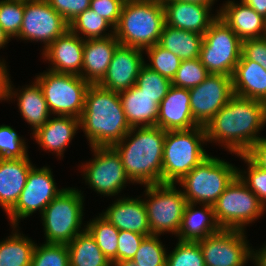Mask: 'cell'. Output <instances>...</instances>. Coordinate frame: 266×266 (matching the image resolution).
Segmentation results:
<instances>
[{
    "label": "cell",
    "instance_id": "cell-1",
    "mask_svg": "<svg viewBox=\"0 0 266 266\" xmlns=\"http://www.w3.org/2000/svg\"><path fill=\"white\" fill-rule=\"evenodd\" d=\"M266 126V104L234 95L206 124V140L218 143L231 154H245ZM259 135V136H258Z\"/></svg>",
    "mask_w": 266,
    "mask_h": 266
},
{
    "label": "cell",
    "instance_id": "cell-2",
    "mask_svg": "<svg viewBox=\"0 0 266 266\" xmlns=\"http://www.w3.org/2000/svg\"><path fill=\"white\" fill-rule=\"evenodd\" d=\"M80 129L84 132L90 147H112L131 130L127 122L118 92L90 84Z\"/></svg>",
    "mask_w": 266,
    "mask_h": 266
},
{
    "label": "cell",
    "instance_id": "cell-3",
    "mask_svg": "<svg viewBox=\"0 0 266 266\" xmlns=\"http://www.w3.org/2000/svg\"><path fill=\"white\" fill-rule=\"evenodd\" d=\"M166 131L158 126L133 127L112 148L120 156L130 180L140 185L162 183Z\"/></svg>",
    "mask_w": 266,
    "mask_h": 266
},
{
    "label": "cell",
    "instance_id": "cell-4",
    "mask_svg": "<svg viewBox=\"0 0 266 266\" xmlns=\"http://www.w3.org/2000/svg\"><path fill=\"white\" fill-rule=\"evenodd\" d=\"M164 24L162 0H125L114 35L121 45L145 50L159 42Z\"/></svg>",
    "mask_w": 266,
    "mask_h": 266
},
{
    "label": "cell",
    "instance_id": "cell-5",
    "mask_svg": "<svg viewBox=\"0 0 266 266\" xmlns=\"http://www.w3.org/2000/svg\"><path fill=\"white\" fill-rule=\"evenodd\" d=\"M203 126L187 130L166 131L162 158V183L179 182L209 154Z\"/></svg>",
    "mask_w": 266,
    "mask_h": 266
},
{
    "label": "cell",
    "instance_id": "cell-6",
    "mask_svg": "<svg viewBox=\"0 0 266 266\" xmlns=\"http://www.w3.org/2000/svg\"><path fill=\"white\" fill-rule=\"evenodd\" d=\"M84 195L77 188H65L41 214L45 242L68 244L86 228L81 227L84 216Z\"/></svg>",
    "mask_w": 266,
    "mask_h": 266
},
{
    "label": "cell",
    "instance_id": "cell-7",
    "mask_svg": "<svg viewBox=\"0 0 266 266\" xmlns=\"http://www.w3.org/2000/svg\"><path fill=\"white\" fill-rule=\"evenodd\" d=\"M238 167L209 155L185 175L180 184L186 201L193 204L213 205L237 177Z\"/></svg>",
    "mask_w": 266,
    "mask_h": 266
},
{
    "label": "cell",
    "instance_id": "cell-8",
    "mask_svg": "<svg viewBox=\"0 0 266 266\" xmlns=\"http://www.w3.org/2000/svg\"><path fill=\"white\" fill-rule=\"evenodd\" d=\"M34 80L39 84L51 114L81 117L90 83L79 75L50 70L36 75Z\"/></svg>",
    "mask_w": 266,
    "mask_h": 266
},
{
    "label": "cell",
    "instance_id": "cell-9",
    "mask_svg": "<svg viewBox=\"0 0 266 266\" xmlns=\"http://www.w3.org/2000/svg\"><path fill=\"white\" fill-rule=\"evenodd\" d=\"M242 56V40L219 17L203 35L199 59L209 74L232 76Z\"/></svg>",
    "mask_w": 266,
    "mask_h": 266
},
{
    "label": "cell",
    "instance_id": "cell-10",
    "mask_svg": "<svg viewBox=\"0 0 266 266\" xmlns=\"http://www.w3.org/2000/svg\"><path fill=\"white\" fill-rule=\"evenodd\" d=\"M145 199H143L149 228L152 235L172 233L177 237L187 204L182 190L174 183H159L144 185Z\"/></svg>",
    "mask_w": 266,
    "mask_h": 266
},
{
    "label": "cell",
    "instance_id": "cell-11",
    "mask_svg": "<svg viewBox=\"0 0 266 266\" xmlns=\"http://www.w3.org/2000/svg\"><path fill=\"white\" fill-rule=\"evenodd\" d=\"M221 229L244 230L264 215L266 208L237 176L212 205Z\"/></svg>",
    "mask_w": 266,
    "mask_h": 266
},
{
    "label": "cell",
    "instance_id": "cell-12",
    "mask_svg": "<svg viewBox=\"0 0 266 266\" xmlns=\"http://www.w3.org/2000/svg\"><path fill=\"white\" fill-rule=\"evenodd\" d=\"M90 148L93 159L80 167L86 185L97 194L112 197L121 193L126 183H133L125 172L120 156L112 147Z\"/></svg>",
    "mask_w": 266,
    "mask_h": 266
},
{
    "label": "cell",
    "instance_id": "cell-13",
    "mask_svg": "<svg viewBox=\"0 0 266 266\" xmlns=\"http://www.w3.org/2000/svg\"><path fill=\"white\" fill-rule=\"evenodd\" d=\"M47 166H34L28 174L24 189L14 207L7 213L11 226H19L21 219L39 210L40 215L46 206L65 188L58 189L53 172Z\"/></svg>",
    "mask_w": 266,
    "mask_h": 266
},
{
    "label": "cell",
    "instance_id": "cell-14",
    "mask_svg": "<svg viewBox=\"0 0 266 266\" xmlns=\"http://www.w3.org/2000/svg\"><path fill=\"white\" fill-rule=\"evenodd\" d=\"M205 266H246L251 261V249L246 232L221 229L198 241Z\"/></svg>",
    "mask_w": 266,
    "mask_h": 266
},
{
    "label": "cell",
    "instance_id": "cell-15",
    "mask_svg": "<svg viewBox=\"0 0 266 266\" xmlns=\"http://www.w3.org/2000/svg\"><path fill=\"white\" fill-rule=\"evenodd\" d=\"M69 29V23L46 0L24 2L23 21L16 39L43 42L45 50Z\"/></svg>",
    "mask_w": 266,
    "mask_h": 266
},
{
    "label": "cell",
    "instance_id": "cell-16",
    "mask_svg": "<svg viewBox=\"0 0 266 266\" xmlns=\"http://www.w3.org/2000/svg\"><path fill=\"white\" fill-rule=\"evenodd\" d=\"M189 94L193 119L205 127L234 96L232 76L209 74L201 84L190 88Z\"/></svg>",
    "mask_w": 266,
    "mask_h": 266
},
{
    "label": "cell",
    "instance_id": "cell-17",
    "mask_svg": "<svg viewBox=\"0 0 266 266\" xmlns=\"http://www.w3.org/2000/svg\"><path fill=\"white\" fill-rule=\"evenodd\" d=\"M143 54L142 49L120 44L113 54L105 76L98 85L118 93L134 86L139 71L145 63Z\"/></svg>",
    "mask_w": 266,
    "mask_h": 266
},
{
    "label": "cell",
    "instance_id": "cell-18",
    "mask_svg": "<svg viewBox=\"0 0 266 266\" xmlns=\"http://www.w3.org/2000/svg\"><path fill=\"white\" fill-rule=\"evenodd\" d=\"M165 11V24L200 35L209 29L218 17L211 13L212 6L204 3L178 0H162Z\"/></svg>",
    "mask_w": 266,
    "mask_h": 266
},
{
    "label": "cell",
    "instance_id": "cell-19",
    "mask_svg": "<svg viewBox=\"0 0 266 266\" xmlns=\"http://www.w3.org/2000/svg\"><path fill=\"white\" fill-rule=\"evenodd\" d=\"M83 49L84 40L68 29L43 50L42 57L49 61L50 71L81 76Z\"/></svg>",
    "mask_w": 266,
    "mask_h": 266
},
{
    "label": "cell",
    "instance_id": "cell-20",
    "mask_svg": "<svg viewBox=\"0 0 266 266\" xmlns=\"http://www.w3.org/2000/svg\"><path fill=\"white\" fill-rule=\"evenodd\" d=\"M157 126L165 131L187 130L199 126L190 109L189 89L170 86L159 104Z\"/></svg>",
    "mask_w": 266,
    "mask_h": 266
},
{
    "label": "cell",
    "instance_id": "cell-21",
    "mask_svg": "<svg viewBox=\"0 0 266 266\" xmlns=\"http://www.w3.org/2000/svg\"><path fill=\"white\" fill-rule=\"evenodd\" d=\"M101 215L118 230L131 231L151 236L147 211L143 199L140 197L117 198Z\"/></svg>",
    "mask_w": 266,
    "mask_h": 266
},
{
    "label": "cell",
    "instance_id": "cell-22",
    "mask_svg": "<svg viewBox=\"0 0 266 266\" xmlns=\"http://www.w3.org/2000/svg\"><path fill=\"white\" fill-rule=\"evenodd\" d=\"M216 11L242 41L266 36V19L242 1L227 0Z\"/></svg>",
    "mask_w": 266,
    "mask_h": 266
},
{
    "label": "cell",
    "instance_id": "cell-23",
    "mask_svg": "<svg viewBox=\"0 0 266 266\" xmlns=\"http://www.w3.org/2000/svg\"><path fill=\"white\" fill-rule=\"evenodd\" d=\"M79 129L80 118L56 115L38 128L32 134V138L44 151H51L59 156L58 158H62L65 149Z\"/></svg>",
    "mask_w": 266,
    "mask_h": 266
},
{
    "label": "cell",
    "instance_id": "cell-24",
    "mask_svg": "<svg viewBox=\"0 0 266 266\" xmlns=\"http://www.w3.org/2000/svg\"><path fill=\"white\" fill-rule=\"evenodd\" d=\"M119 45L115 35L84 40L81 77L90 84H98L105 76Z\"/></svg>",
    "mask_w": 266,
    "mask_h": 266
},
{
    "label": "cell",
    "instance_id": "cell-25",
    "mask_svg": "<svg viewBox=\"0 0 266 266\" xmlns=\"http://www.w3.org/2000/svg\"><path fill=\"white\" fill-rule=\"evenodd\" d=\"M33 167L29 156L20 159L0 158V206L6 214L18 201Z\"/></svg>",
    "mask_w": 266,
    "mask_h": 266
},
{
    "label": "cell",
    "instance_id": "cell-26",
    "mask_svg": "<svg viewBox=\"0 0 266 266\" xmlns=\"http://www.w3.org/2000/svg\"><path fill=\"white\" fill-rule=\"evenodd\" d=\"M11 82L10 80L7 101L17 98L18 109L25 122L31 126L33 134L49 120L50 116L52 117L43 92L35 80L31 85H25L24 88L22 86L21 90L14 89Z\"/></svg>",
    "mask_w": 266,
    "mask_h": 266
},
{
    "label": "cell",
    "instance_id": "cell-27",
    "mask_svg": "<svg viewBox=\"0 0 266 266\" xmlns=\"http://www.w3.org/2000/svg\"><path fill=\"white\" fill-rule=\"evenodd\" d=\"M187 202L177 238L181 241L198 242L207 236L213 235L221 230L218 225L212 205Z\"/></svg>",
    "mask_w": 266,
    "mask_h": 266
},
{
    "label": "cell",
    "instance_id": "cell-28",
    "mask_svg": "<svg viewBox=\"0 0 266 266\" xmlns=\"http://www.w3.org/2000/svg\"><path fill=\"white\" fill-rule=\"evenodd\" d=\"M130 127L157 126L159 104L136 85L119 93Z\"/></svg>",
    "mask_w": 266,
    "mask_h": 266
},
{
    "label": "cell",
    "instance_id": "cell-29",
    "mask_svg": "<svg viewBox=\"0 0 266 266\" xmlns=\"http://www.w3.org/2000/svg\"><path fill=\"white\" fill-rule=\"evenodd\" d=\"M234 95L266 104V70L252 60H239L232 75Z\"/></svg>",
    "mask_w": 266,
    "mask_h": 266
},
{
    "label": "cell",
    "instance_id": "cell-30",
    "mask_svg": "<svg viewBox=\"0 0 266 266\" xmlns=\"http://www.w3.org/2000/svg\"><path fill=\"white\" fill-rule=\"evenodd\" d=\"M203 35L164 24L158 44L177 55L181 60L200 56Z\"/></svg>",
    "mask_w": 266,
    "mask_h": 266
},
{
    "label": "cell",
    "instance_id": "cell-31",
    "mask_svg": "<svg viewBox=\"0 0 266 266\" xmlns=\"http://www.w3.org/2000/svg\"><path fill=\"white\" fill-rule=\"evenodd\" d=\"M12 228L11 235L0 241V266H30L36 244L19 233L20 227Z\"/></svg>",
    "mask_w": 266,
    "mask_h": 266
},
{
    "label": "cell",
    "instance_id": "cell-32",
    "mask_svg": "<svg viewBox=\"0 0 266 266\" xmlns=\"http://www.w3.org/2000/svg\"><path fill=\"white\" fill-rule=\"evenodd\" d=\"M70 266H113L85 229L67 244Z\"/></svg>",
    "mask_w": 266,
    "mask_h": 266
},
{
    "label": "cell",
    "instance_id": "cell-33",
    "mask_svg": "<svg viewBox=\"0 0 266 266\" xmlns=\"http://www.w3.org/2000/svg\"><path fill=\"white\" fill-rule=\"evenodd\" d=\"M86 230L113 266L117 264L119 230L101 214L87 222Z\"/></svg>",
    "mask_w": 266,
    "mask_h": 266
},
{
    "label": "cell",
    "instance_id": "cell-34",
    "mask_svg": "<svg viewBox=\"0 0 266 266\" xmlns=\"http://www.w3.org/2000/svg\"><path fill=\"white\" fill-rule=\"evenodd\" d=\"M69 29L76 35H80L83 40L105 38L114 35V27L90 8L70 22Z\"/></svg>",
    "mask_w": 266,
    "mask_h": 266
},
{
    "label": "cell",
    "instance_id": "cell-35",
    "mask_svg": "<svg viewBox=\"0 0 266 266\" xmlns=\"http://www.w3.org/2000/svg\"><path fill=\"white\" fill-rule=\"evenodd\" d=\"M149 63L145 65L160 75L172 80L180 67L181 59L158 43L145 49Z\"/></svg>",
    "mask_w": 266,
    "mask_h": 266
},
{
    "label": "cell",
    "instance_id": "cell-36",
    "mask_svg": "<svg viewBox=\"0 0 266 266\" xmlns=\"http://www.w3.org/2000/svg\"><path fill=\"white\" fill-rule=\"evenodd\" d=\"M160 236H147L132 259L137 266H166L167 249L164 247Z\"/></svg>",
    "mask_w": 266,
    "mask_h": 266
},
{
    "label": "cell",
    "instance_id": "cell-37",
    "mask_svg": "<svg viewBox=\"0 0 266 266\" xmlns=\"http://www.w3.org/2000/svg\"><path fill=\"white\" fill-rule=\"evenodd\" d=\"M135 85L143 93L155 98V101L160 104L172 84L170 79L160 75L144 64L139 71Z\"/></svg>",
    "mask_w": 266,
    "mask_h": 266
},
{
    "label": "cell",
    "instance_id": "cell-38",
    "mask_svg": "<svg viewBox=\"0 0 266 266\" xmlns=\"http://www.w3.org/2000/svg\"><path fill=\"white\" fill-rule=\"evenodd\" d=\"M177 242L173 250L167 252L166 266H205L198 242L181 240Z\"/></svg>",
    "mask_w": 266,
    "mask_h": 266
},
{
    "label": "cell",
    "instance_id": "cell-39",
    "mask_svg": "<svg viewBox=\"0 0 266 266\" xmlns=\"http://www.w3.org/2000/svg\"><path fill=\"white\" fill-rule=\"evenodd\" d=\"M30 266H70L67 245L36 243Z\"/></svg>",
    "mask_w": 266,
    "mask_h": 266
},
{
    "label": "cell",
    "instance_id": "cell-40",
    "mask_svg": "<svg viewBox=\"0 0 266 266\" xmlns=\"http://www.w3.org/2000/svg\"><path fill=\"white\" fill-rule=\"evenodd\" d=\"M236 156H239L247 164V170L243 171L238 168L237 176L258 197L262 205L266 208V170L259 168L246 154Z\"/></svg>",
    "mask_w": 266,
    "mask_h": 266
},
{
    "label": "cell",
    "instance_id": "cell-41",
    "mask_svg": "<svg viewBox=\"0 0 266 266\" xmlns=\"http://www.w3.org/2000/svg\"><path fill=\"white\" fill-rule=\"evenodd\" d=\"M209 75L199 58L182 60L179 69L171 80L176 87L190 89L201 84Z\"/></svg>",
    "mask_w": 266,
    "mask_h": 266
},
{
    "label": "cell",
    "instance_id": "cell-42",
    "mask_svg": "<svg viewBox=\"0 0 266 266\" xmlns=\"http://www.w3.org/2000/svg\"><path fill=\"white\" fill-rule=\"evenodd\" d=\"M23 14L24 1L0 0V26L12 39L19 35Z\"/></svg>",
    "mask_w": 266,
    "mask_h": 266
},
{
    "label": "cell",
    "instance_id": "cell-43",
    "mask_svg": "<svg viewBox=\"0 0 266 266\" xmlns=\"http://www.w3.org/2000/svg\"><path fill=\"white\" fill-rule=\"evenodd\" d=\"M24 139L11 126L0 125V158H27L28 146Z\"/></svg>",
    "mask_w": 266,
    "mask_h": 266
},
{
    "label": "cell",
    "instance_id": "cell-44",
    "mask_svg": "<svg viewBox=\"0 0 266 266\" xmlns=\"http://www.w3.org/2000/svg\"><path fill=\"white\" fill-rule=\"evenodd\" d=\"M145 237L135 232L119 230L117 263L122 260H132Z\"/></svg>",
    "mask_w": 266,
    "mask_h": 266
},
{
    "label": "cell",
    "instance_id": "cell-45",
    "mask_svg": "<svg viewBox=\"0 0 266 266\" xmlns=\"http://www.w3.org/2000/svg\"><path fill=\"white\" fill-rule=\"evenodd\" d=\"M68 23L90 8L91 0H46Z\"/></svg>",
    "mask_w": 266,
    "mask_h": 266
},
{
    "label": "cell",
    "instance_id": "cell-46",
    "mask_svg": "<svg viewBox=\"0 0 266 266\" xmlns=\"http://www.w3.org/2000/svg\"><path fill=\"white\" fill-rule=\"evenodd\" d=\"M240 60H252L266 70V36L242 41Z\"/></svg>",
    "mask_w": 266,
    "mask_h": 266
},
{
    "label": "cell",
    "instance_id": "cell-47",
    "mask_svg": "<svg viewBox=\"0 0 266 266\" xmlns=\"http://www.w3.org/2000/svg\"><path fill=\"white\" fill-rule=\"evenodd\" d=\"M124 1L125 0H91L90 9L95 11L115 28L119 22Z\"/></svg>",
    "mask_w": 266,
    "mask_h": 266
},
{
    "label": "cell",
    "instance_id": "cell-48",
    "mask_svg": "<svg viewBox=\"0 0 266 266\" xmlns=\"http://www.w3.org/2000/svg\"><path fill=\"white\" fill-rule=\"evenodd\" d=\"M245 154L259 168L266 170V137H261Z\"/></svg>",
    "mask_w": 266,
    "mask_h": 266
},
{
    "label": "cell",
    "instance_id": "cell-49",
    "mask_svg": "<svg viewBox=\"0 0 266 266\" xmlns=\"http://www.w3.org/2000/svg\"><path fill=\"white\" fill-rule=\"evenodd\" d=\"M9 71L4 59H0V101L8 99V90L10 84Z\"/></svg>",
    "mask_w": 266,
    "mask_h": 266
},
{
    "label": "cell",
    "instance_id": "cell-50",
    "mask_svg": "<svg viewBox=\"0 0 266 266\" xmlns=\"http://www.w3.org/2000/svg\"><path fill=\"white\" fill-rule=\"evenodd\" d=\"M251 261L254 266H266V244L260 247L259 250L251 249Z\"/></svg>",
    "mask_w": 266,
    "mask_h": 266
},
{
    "label": "cell",
    "instance_id": "cell-51",
    "mask_svg": "<svg viewBox=\"0 0 266 266\" xmlns=\"http://www.w3.org/2000/svg\"><path fill=\"white\" fill-rule=\"evenodd\" d=\"M266 19V0H240Z\"/></svg>",
    "mask_w": 266,
    "mask_h": 266
},
{
    "label": "cell",
    "instance_id": "cell-52",
    "mask_svg": "<svg viewBox=\"0 0 266 266\" xmlns=\"http://www.w3.org/2000/svg\"><path fill=\"white\" fill-rule=\"evenodd\" d=\"M11 38L6 34L4 29L0 26V49L4 48L9 43Z\"/></svg>",
    "mask_w": 266,
    "mask_h": 266
},
{
    "label": "cell",
    "instance_id": "cell-53",
    "mask_svg": "<svg viewBox=\"0 0 266 266\" xmlns=\"http://www.w3.org/2000/svg\"><path fill=\"white\" fill-rule=\"evenodd\" d=\"M178 1L204 3V4L211 5L213 7L215 1L217 0H178Z\"/></svg>",
    "mask_w": 266,
    "mask_h": 266
},
{
    "label": "cell",
    "instance_id": "cell-54",
    "mask_svg": "<svg viewBox=\"0 0 266 266\" xmlns=\"http://www.w3.org/2000/svg\"><path fill=\"white\" fill-rule=\"evenodd\" d=\"M115 266H137L132 260H122L119 261Z\"/></svg>",
    "mask_w": 266,
    "mask_h": 266
},
{
    "label": "cell",
    "instance_id": "cell-55",
    "mask_svg": "<svg viewBox=\"0 0 266 266\" xmlns=\"http://www.w3.org/2000/svg\"><path fill=\"white\" fill-rule=\"evenodd\" d=\"M18 1L28 2V1H34V0H18Z\"/></svg>",
    "mask_w": 266,
    "mask_h": 266
}]
</instances>
